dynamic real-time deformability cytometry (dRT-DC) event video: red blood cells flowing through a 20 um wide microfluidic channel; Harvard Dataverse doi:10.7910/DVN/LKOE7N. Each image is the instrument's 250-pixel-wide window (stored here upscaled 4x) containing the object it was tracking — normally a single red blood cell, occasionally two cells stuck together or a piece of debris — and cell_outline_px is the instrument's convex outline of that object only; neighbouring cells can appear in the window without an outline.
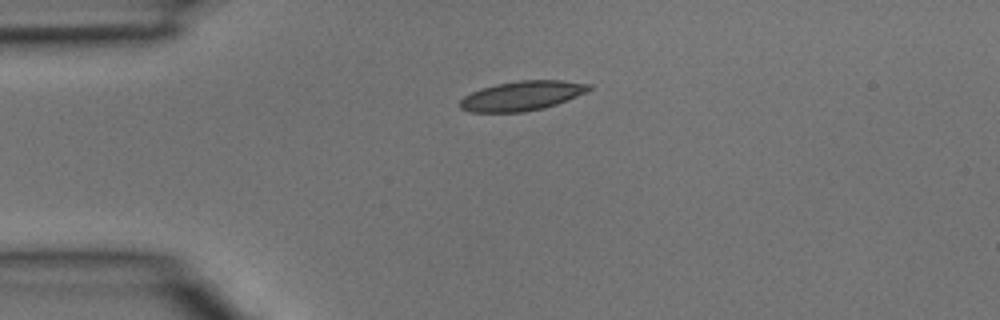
{"species": "common noctule bat (a hibernating species)", "species_latin": "Nyctalus noctula", "temperature_condition": "room temperature", "stored_images_in_passage": 4, "camera_frame_rate_fps": 3000, "um_per_image_px": 0.085, "animal": {"sex": "male", "body_mass_g": 15.6}, "frame": {"image": 1, "passage_image": 4, "time_ms": 1.0, "image_size_px": [1000, 320], "cell_outline_px": [[592, 88], [576, 96], [556, 104], [544, 108], [524, 112], [472, 112], [460, 108], [460, 100], [464, 96], [472, 92], [496, 84], [520, 80], [564, 80], [592, 84]], "centroid_in_image_um": [44.38, 8.14], "position_along_channel_um": 40.6, "area_um2": 22.02}}